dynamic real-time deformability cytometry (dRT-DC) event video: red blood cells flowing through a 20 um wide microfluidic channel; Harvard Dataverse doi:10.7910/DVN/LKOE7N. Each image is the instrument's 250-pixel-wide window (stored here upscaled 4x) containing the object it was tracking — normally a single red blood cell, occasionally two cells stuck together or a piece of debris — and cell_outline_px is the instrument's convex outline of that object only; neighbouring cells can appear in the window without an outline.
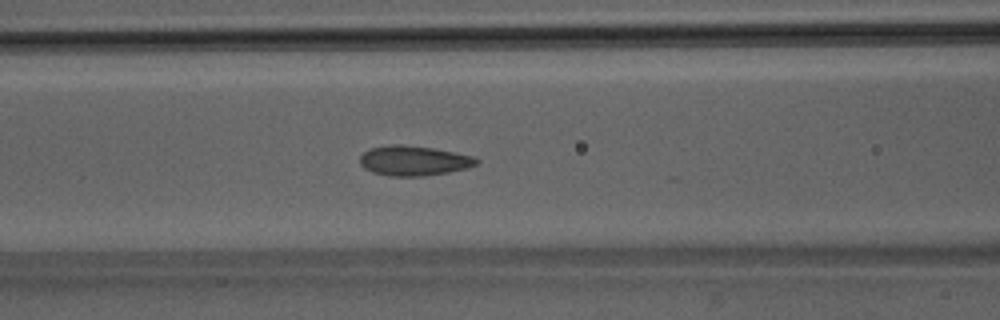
{"species": "Egyptian fruit bat (a non-hibernating species)", "species_latin": "Rousettus aegyptiacus", "temperature_condition": "room temperature", "stored_images_in_passage": 26, "camera_frame_rate_fps": 3000, "um_per_image_px": 0.085, "animal": {"sex": "male"}, "frame": {"image": 1, "passage_image": 18, "time_ms": 5.667, "image_size_px": [1000, 320], "cell_outline_px": [[480, 160], [476, 164], [468, 168], [448, 172], [424, 176], [388, 176], [372, 172], [364, 168], [360, 164], [360, 156], [364, 152], [372, 148], [392, 144], [396, 144], [432, 148], [476, 156]], "centroid_in_image_um": [35.19, 13.67], "position_along_channel_um": 131.4, "area_um2": 20.29}}
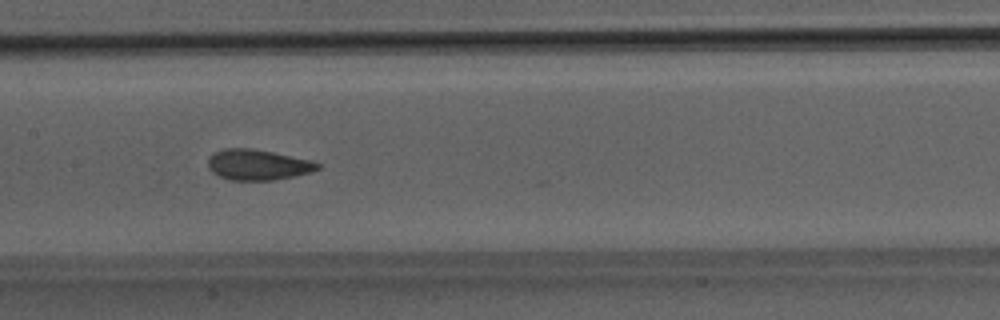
{"frame": {"image": 2, "passage_image": 22, "time_ms": 7.0, "image_size_px": [1000, 320], "cell_outline_px": [[320, 168], [312, 172], [296, 176], [276, 180], [228, 180], [212, 172], [208, 168], [208, 160], [216, 152], [224, 148], [252, 148], [312, 160], [320, 164]], "centroid_in_image_um": [21.94, 14.01], "position_along_channel_um": 185.5, "area_um2": 19.59}}